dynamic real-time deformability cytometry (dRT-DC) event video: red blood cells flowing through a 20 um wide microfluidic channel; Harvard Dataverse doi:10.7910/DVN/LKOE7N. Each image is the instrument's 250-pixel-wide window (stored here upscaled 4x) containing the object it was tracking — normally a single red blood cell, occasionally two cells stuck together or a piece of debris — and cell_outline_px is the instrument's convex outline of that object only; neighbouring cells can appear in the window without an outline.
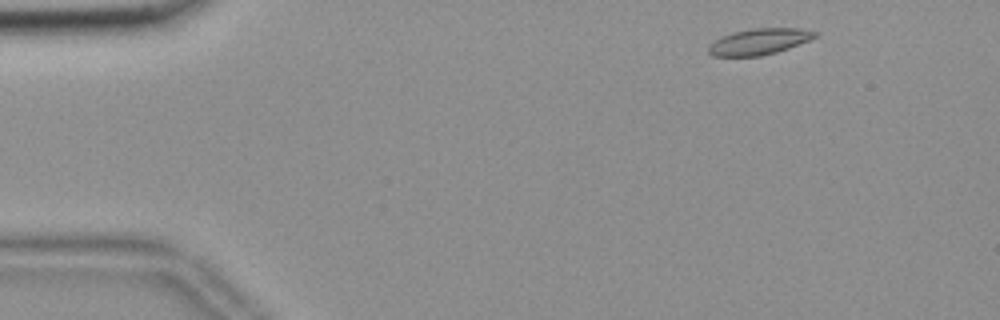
{"species": "common noctule bat (a hibernating species)", "species_latin": "Nyctalus noctula", "temperature_condition": "room temperature", "stored_images_in_passage": 51, "camera_frame_rate_fps": 3000, "um_per_image_px": 0.085, "animal": {"sex": "female", "body_mass_g": 18.4}, "frame": {"image": 1, "passage_image": 2, "time_ms": 0.333, "image_size_px": [1000, 320], "cell_outline_px": [[820, 32], [816, 36], [808, 40], [788, 48], [776, 52], [760, 56], [712, 56], [708, 52], [708, 48], [716, 40], [732, 32], [752, 28], [800, 28]], "centroid_in_image_um": [64.55, 3.53], "position_along_channel_um": 20.5, "area_um2": 16.01}}
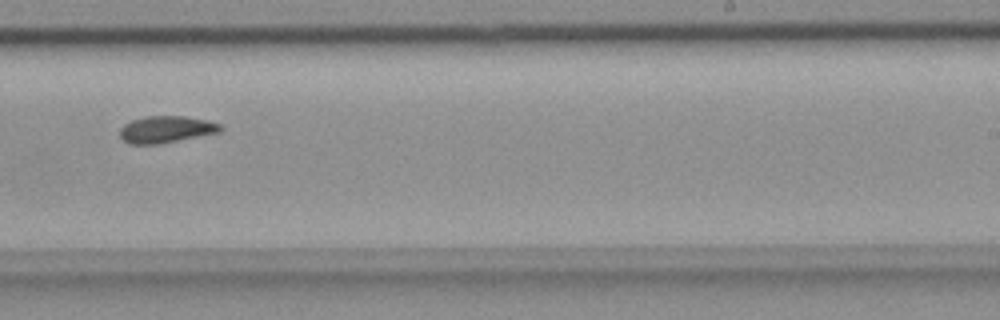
{"frame": {"image": 2, "passage_image": 30, "time_ms": 9.667, "image_size_px": [1000, 320], "cell_outline_px": [[224, 128], [220, 132], [160, 144], [128, 144], [120, 136], [120, 128], [124, 124], [132, 120], [144, 116], [184, 116], [208, 120], [220, 124]], "centroid_in_image_um": [14.13, 10.99], "position_along_channel_um": 274.9, "area_um2": 15.84}}
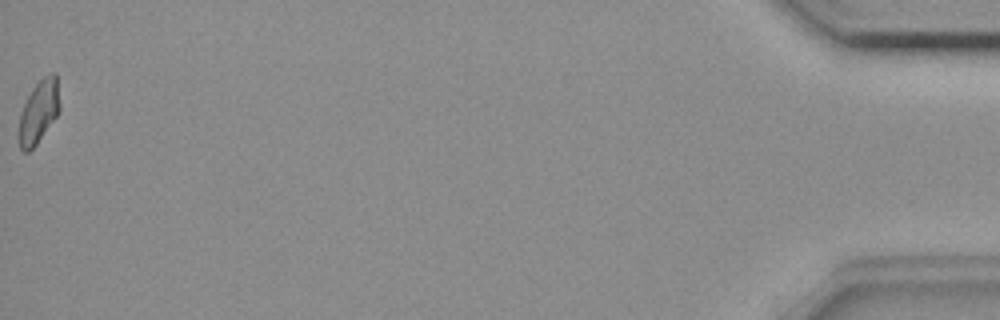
{"frame": {"image": 3, "passage_image": 51, "time_ms": 16.667, "image_size_px": [1000, 320], "cell_outline_px": [[60, 112], [36, 144], [28, 152], [24, 152], [20, 148], [20, 112], [32, 88], [44, 76], [52, 72], [56, 72], [60, 104]], "centroid_in_image_um": [3.33, 9.46], "position_along_channel_um": 431.9, "area_um2": 14.8}, "authors_computed_cell_mechanics": {"area_um2": 15.7216, "velocity_mm_per_s": 3.6583, "shape_relaxation_time_tau1_ms": null, "shape_relaxation_time_tau2_ms": 10.8814, "deformation_change_tau1": null, "deformation_change_tau2": 0.1277}}